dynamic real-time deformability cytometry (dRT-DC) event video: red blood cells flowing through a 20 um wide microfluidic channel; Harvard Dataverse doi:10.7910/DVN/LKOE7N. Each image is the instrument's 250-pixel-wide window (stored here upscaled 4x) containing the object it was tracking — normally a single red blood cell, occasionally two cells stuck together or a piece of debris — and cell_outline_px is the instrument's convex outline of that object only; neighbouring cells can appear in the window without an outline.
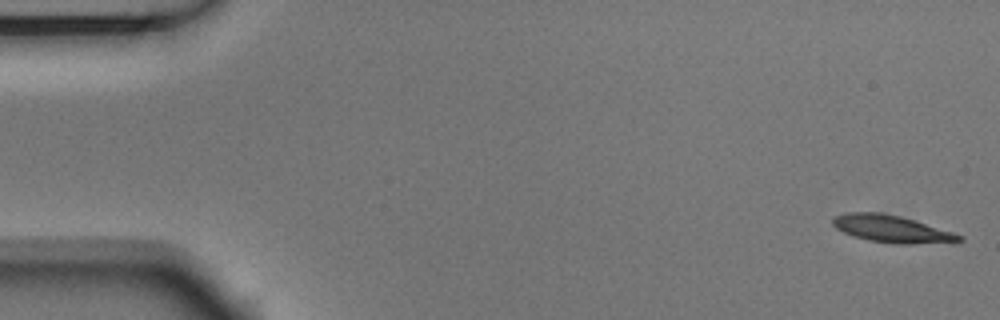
{"species": "Egyptian fruit bat (a non-hibernating species)", "species_latin": "Rousettus aegyptiacus", "temperature_condition": "room temperature", "stored_images_in_passage": 53, "camera_frame_rate_fps": 3000, "um_per_image_px": 0.085, "animal": {"sex": "male"}, "frame": {"image": 1, "passage_image": 1, "time_ms": 0.0, "image_size_px": [1000, 320], "cell_outline_px": [[964, 240], [912, 244], [900, 244], [868, 240], [852, 236], [836, 228], [832, 224], [832, 216], [844, 212], [880, 212], [900, 216], [952, 232], [964, 236]], "centroid_in_image_um": [75.7, 19.44], "position_along_channel_um": 9.3, "area_um2": 19.83}}
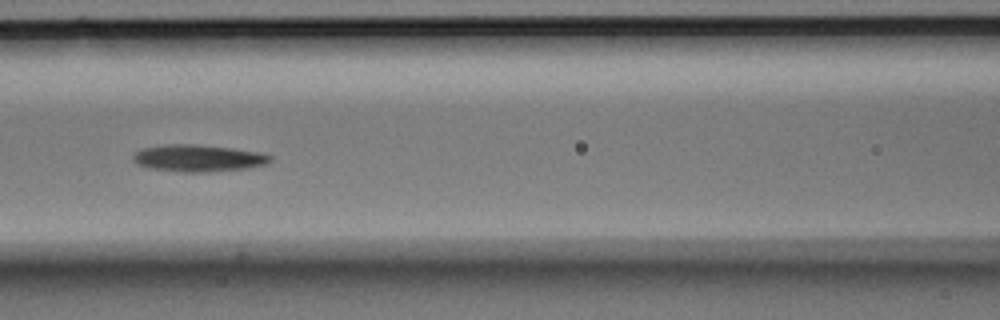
{"frame": {"image": 2, "passage_image": 23, "time_ms": 7.333, "image_size_px": [1000, 320], "cell_outline_px": [[272, 160], [268, 164], [248, 168], [208, 172], [180, 172], [148, 168], [136, 164], [132, 160], [132, 156], [140, 148], [168, 144], [192, 144], [232, 148], [256, 152], [272, 156]], "centroid_in_image_um": [16.81, 13.45], "position_along_channel_um": 149.8, "area_um2": 21.68}}
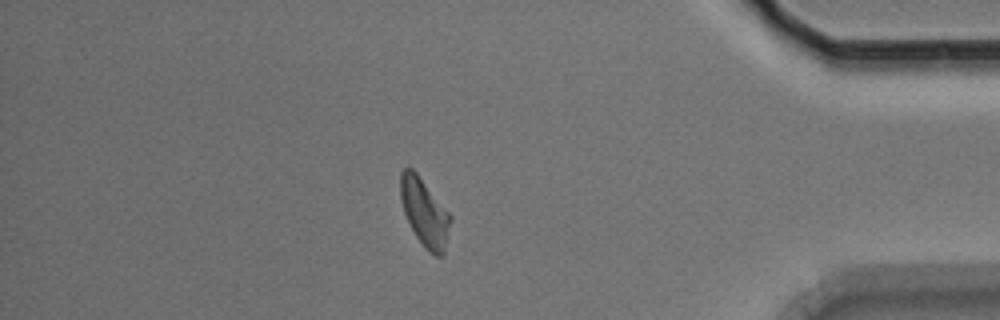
{"frame": {"image": 3, "passage_image": 46, "time_ms": 15.0, "image_size_px": [1000, 320], "cell_outline_px": [[452, 220], [444, 252], [440, 256], [436, 256], [428, 252], [424, 248], [416, 236], [404, 212], [400, 196], [400, 172], [404, 168], [412, 168], [416, 172], [452, 216]], "centroid_in_image_um": [36.1, 18.06], "position_along_channel_um": 399.1, "area_um2": 19.59}, "authors_computed_cell_mechanics": {"area_um2": 19.8832, "velocity_mm_per_s": 3.7275, "shape_relaxation_time_tau1_ms": 3.3951, "shape_relaxation_time_tau2_ms": 11.334, "deformation_change_tau1": 0.1801, "deformation_change_tau2": 0.2365}}